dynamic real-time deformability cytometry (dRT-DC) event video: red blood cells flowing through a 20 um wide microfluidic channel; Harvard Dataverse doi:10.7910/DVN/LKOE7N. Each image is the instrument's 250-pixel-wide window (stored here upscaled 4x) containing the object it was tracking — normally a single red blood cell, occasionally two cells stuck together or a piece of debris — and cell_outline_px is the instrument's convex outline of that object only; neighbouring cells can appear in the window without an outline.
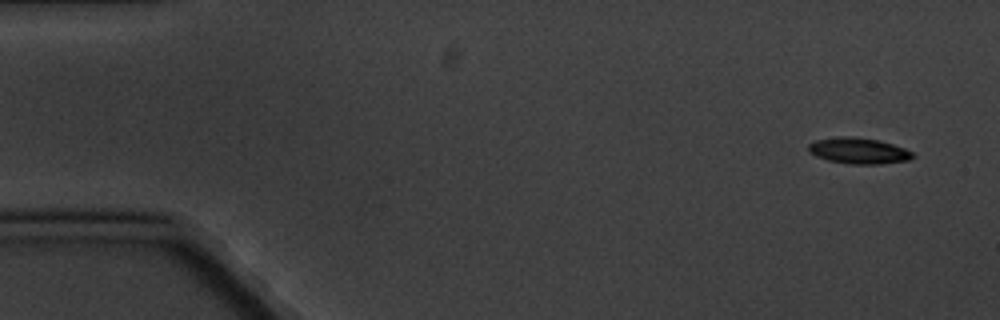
{"species": "common noctule bat (a hibernating species)", "species_latin": "Nyctalus noctula", "temperature_condition": "cold", "stored_images_in_passage": 5, "camera_frame_rate_fps": 3000, "um_per_image_px": 0.085, "animal": {"sex": "male", "body_mass_g": 20.1, "forearm_length_mm": 53.5}, "frame": {"image": 1, "passage_image": 1, "time_ms": 0.0, "image_size_px": [1000, 320], "cell_outline_px": [[916, 156], [908, 160], [880, 164], [848, 164], [828, 160], [816, 156], [808, 152], [808, 144], [816, 140], [836, 136], [852, 136], [880, 140], [904, 148], [912, 152]], "centroid_in_image_um": [72.96, 12.81], "position_along_channel_um": 12.0, "area_um2": 15.95}}